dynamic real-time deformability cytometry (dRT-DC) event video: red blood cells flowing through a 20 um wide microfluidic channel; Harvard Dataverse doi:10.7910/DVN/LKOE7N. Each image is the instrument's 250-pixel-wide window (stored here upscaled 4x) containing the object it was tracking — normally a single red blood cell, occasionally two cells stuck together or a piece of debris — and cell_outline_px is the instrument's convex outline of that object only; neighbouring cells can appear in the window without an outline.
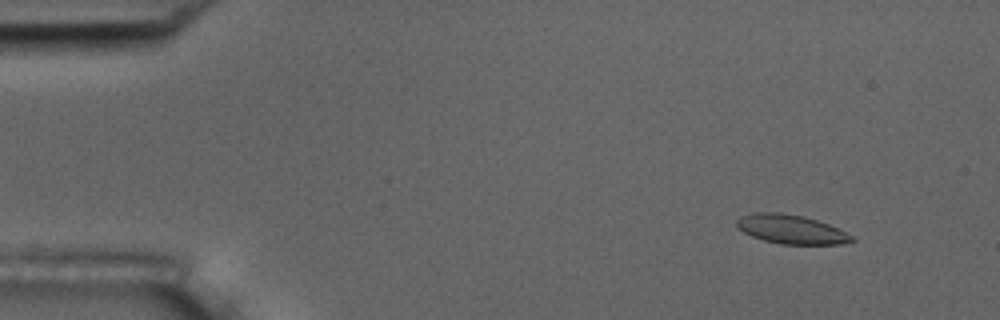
{"species": "common noctule bat (a hibernating species)", "species_latin": "Nyctalus noctula", "temperature_condition": "room temperature", "stored_images_in_passage": 5, "camera_frame_rate_fps": 3000, "um_per_image_px": 0.085, "animal": {"sex": "male", "body_mass_g": 17.5, "forearm_length_mm": 52.3}, "frame": {"image": 1, "passage_image": 2, "time_ms": 1.0, "image_size_px": [1000, 320], "cell_outline_px": [[856, 240], [844, 244], [780, 244], [764, 240], [752, 236], [736, 228], [736, 220], [740, 216], [756, 212], [780, 212], [804, 216], [828, 224], [852, 236]], "centroid_in_image_um": [67.21, 19.48], "position_along_channel_um": 17.8, "area_um2": 19.42}}
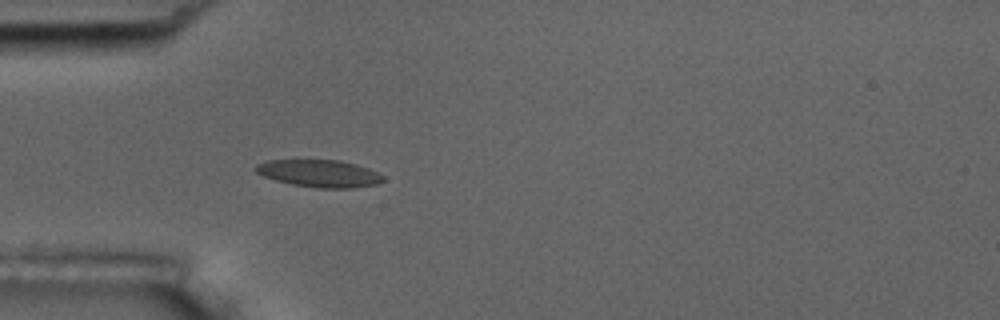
{"frame": {"image": 2, "passage_image": 5, "time_ms": 4.667, "image_size_px": [1000, 320], "cell_outline_px": [[384, 180], [376, 184], [352, 188], [316, 188], [292, 184], [276, 180], [264, 176], [256, 172], [252, 168], [256, 164], [268, 160], [340, 160], [356, 164], [368, 168], [384, 176]], "centroid_in_image_um": [27.12, 14.74], "position_along_channel_um": 57.9, "area_um2": 20.29}}